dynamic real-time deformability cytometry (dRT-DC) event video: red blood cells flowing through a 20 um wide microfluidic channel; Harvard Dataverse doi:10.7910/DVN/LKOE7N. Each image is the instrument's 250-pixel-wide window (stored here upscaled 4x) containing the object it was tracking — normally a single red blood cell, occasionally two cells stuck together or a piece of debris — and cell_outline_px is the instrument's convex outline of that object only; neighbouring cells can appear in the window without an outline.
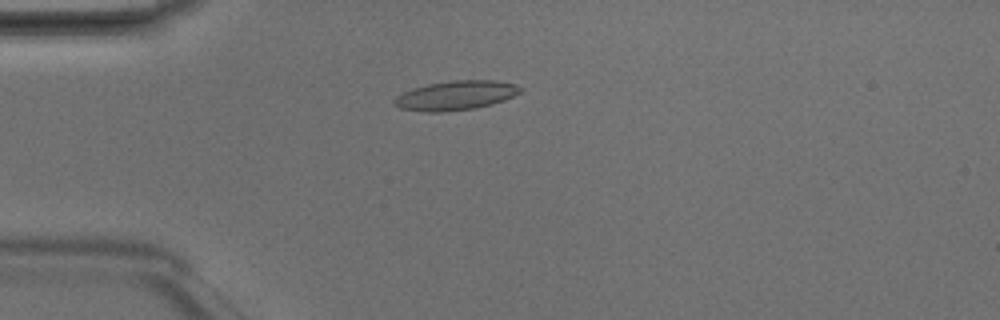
{"species": "Egyptian fruit bat (a non-hibernating species)", "species_latin": "Rousettus aegyptiacus", "temperature_condition": "room temperature", "stored_images_in_passage": 4, "camera_frame_rate_fps": 3000, "um_per_image_px": 0.085, "animal": {"sex": "male"}, "frame": {"image": 1, "passage_image": 4, "time_ms": 1.0, "image_size_px": [1000, 320], "cell_outline_px": [[524, 88], [520, 92], [504, 100], [492, 104], [476, 108], [440, 112], [424, 112], [400, 108], [392, 104], [392, 100], [396, 96], [412, 88], [428, 84], [456, 80], [492, 80], [516, 84]], "centroid_in_image_um": [38.72, 8.11], "position_along_channel_um": 46.3, "area_um2": 21.56}}